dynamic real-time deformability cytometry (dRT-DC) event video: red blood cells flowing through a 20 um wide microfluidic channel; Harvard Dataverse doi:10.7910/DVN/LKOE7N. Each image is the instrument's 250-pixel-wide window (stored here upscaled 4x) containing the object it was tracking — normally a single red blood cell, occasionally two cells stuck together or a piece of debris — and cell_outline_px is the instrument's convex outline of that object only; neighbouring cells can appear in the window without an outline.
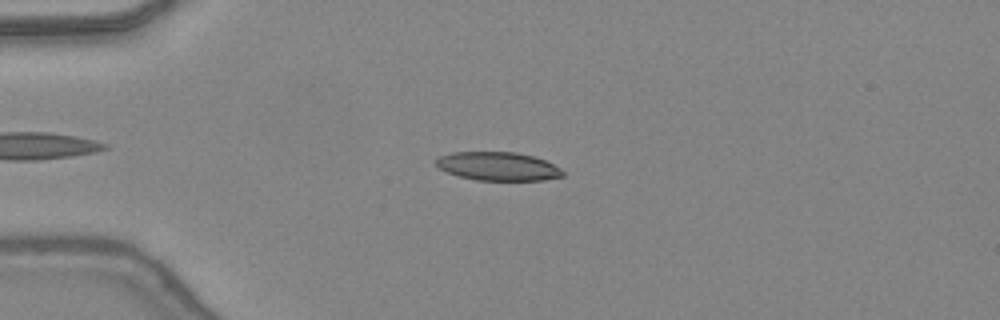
{"species": "common noctule bat (a hibernating species)", "species_latin": "Nyctalus noctula", "temperature_condition": "warm", "stored_images_in_passage": 41, "camera_frame_rate_fps": 3000, "um_per_image_px": 0.085, "animal": {"sex": "female", "body_mass_g": 24.6, "forearm_length_mm": 56.2}, "frame": {"image": 1, "passage_image": 10, "time_ms": 3.0, "image_size_px": [1000, 320], "cell_outline_px": [[564, 176], [544, 180], [476, 180], [460, 176], [436, 168], [432, 164], [432, 160], [440, 156], [452, 152], [516, 152], [532, 156], [544, 160], [560, 168], [564, 172]], "centroid_in_image_um": [42.26, 14.13], "position_along_channel_um": 42.7, "area_um2": 21.21}}
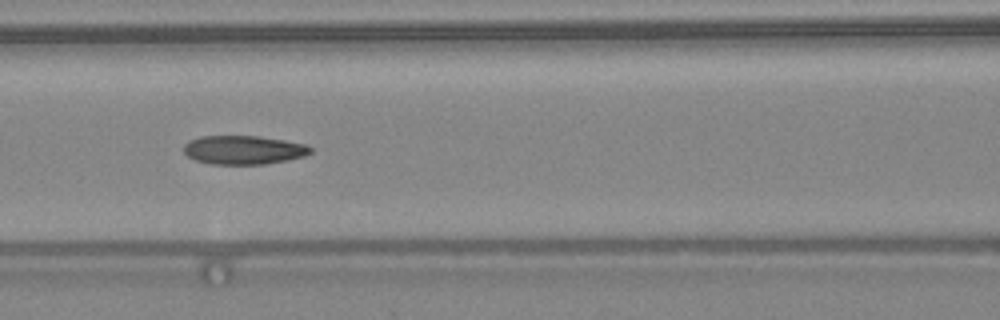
{"frame": {"image": 2, "passage_image": 19, "time_ms": 6.0, "image_size_px": [1000, 320], "cell_outline_px": [[312, 152], [304, 156], [288, 160], [264, 164], [212, 164], [196, 160], [188, 156], [184, 152], [184, 144], [188, 140], [200, 136], [260, 136], [308, 144], [312, 148]], "centroid_in_image_um": [20.72, 12.73], "position_along_channel_um": 145.9, "area_um2": 21.39}}
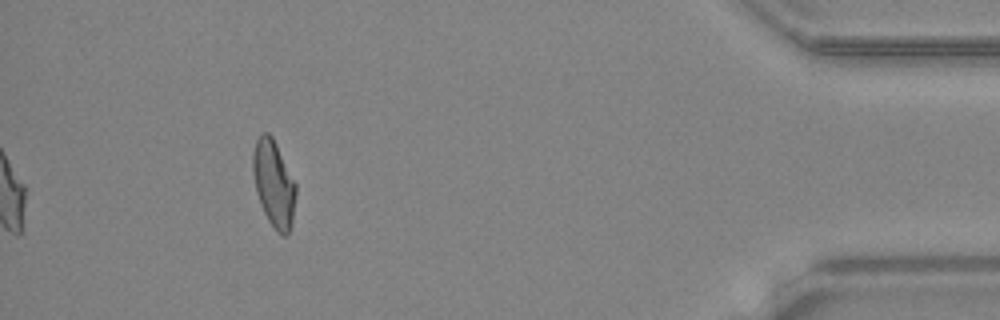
{"frame": {"image": 3, "passage_image": 41, "time_ms": 13.333, "image_size_px": [1000, 320], "cell_outline_px": [[296, 192], [292, 224], [288, 232], [284, 236], [280, 236], [276, 232], [268, 220], [260, 204], [256, 192], [252, 172], [252, 152], [256, 140], [264, 132], [268, 132], [272, 136], [296, 184]], "centroid_in_image_um": [23.25, 15.63], "position_along_channel_um": 411.9, "area_um2": 21.73}, "authors_computed_cell_mechanics": {"area_um2": 21.4438, "velocity_mm_per_s": 4.4138, "shape_relaxation_time_tau1_ms": null, "shape_relaxation_time_tau2_ms": 1.6314, "deformation_change_tau1": null, "deformation_change_tau2": 0.0852}}